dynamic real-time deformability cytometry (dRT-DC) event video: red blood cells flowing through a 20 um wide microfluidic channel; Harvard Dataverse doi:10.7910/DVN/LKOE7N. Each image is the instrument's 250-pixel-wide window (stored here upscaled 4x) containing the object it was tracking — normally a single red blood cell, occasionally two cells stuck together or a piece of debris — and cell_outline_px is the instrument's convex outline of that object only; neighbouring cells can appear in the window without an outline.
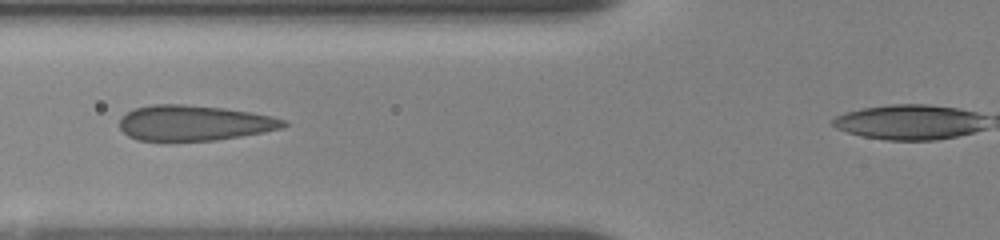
{"species": "human", "species_latin": "Homo sapiens", "temperature_condition": "room temperature", "stored_images_in_passage": 19, "camera_frame_rate_fps": 3000, "um_per_image_px": 0.085, "donor": {"sex": "female"}, "frame": {"image": 1, "passage_image": 5, "time_ms": 3.0, "image_size_px": [1000, 240], "cell_outline_px": [[288, 124], [284, 128], [264, 132], [216, 140], [136, 140], [128, 136], [120, 128], [120, 120], [128, 112], [136, 108], [152, 104], [184, 104], [224, 108], [272, 116], [288, 120]], "centroid_in_image_um": [16.54, 10.45], "position_along_channel_um": 109.3, "area_um2": 33.64}}
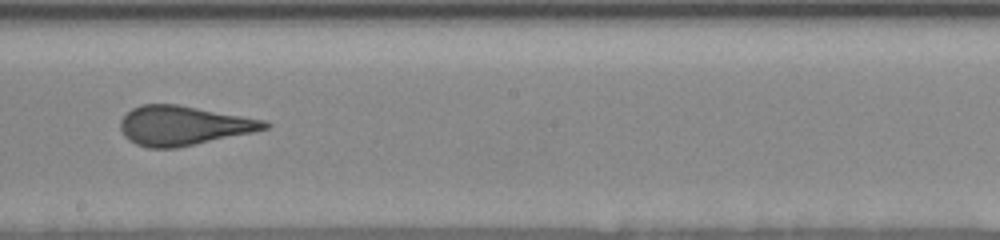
{"frame": {"image": 2, "passage_image": 10, "time_ms": 6.333, "image_size_px": [1000, 240], "cell_outline_px": [[272, 124], [268, 128], [252, 132], [176, 148], [148, 148], [136, 144], [128, 140], [124, 136], [120, 128], [120, 120], [132, 108], [140, 104], [176, 104], [264, 120]], "centroid_in_image_um": [15.54, 10.67], "position_along_channel_um": 232.7, "area_um2": 32.83}}
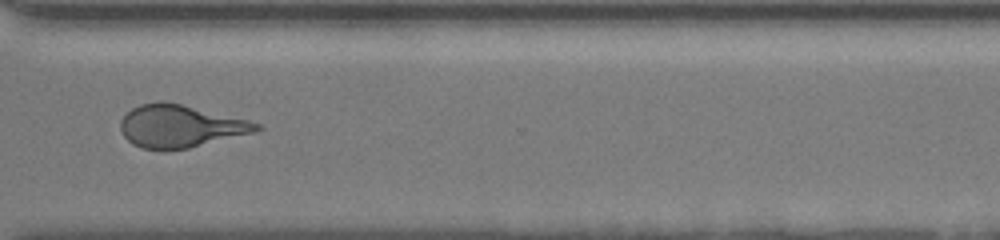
{"frame": {"image": 3, "passage_image": 14, "time_ms": 9.667, "image_size_px": [1000, 240], "cell_outline_px": [[264, 128], [256, 132], [188, 148], [168, 152], [164, 152], [140, 148], [132, 144], [124, 136], [120, 128], [120, 120], [132, 108], [140, 104], [180, 104], [248, 120], [260, 124]], "centroid_in_image_um": [15.32, 10.79], "position_along_channel_um": 355.3, "area_um2": 33.41}}